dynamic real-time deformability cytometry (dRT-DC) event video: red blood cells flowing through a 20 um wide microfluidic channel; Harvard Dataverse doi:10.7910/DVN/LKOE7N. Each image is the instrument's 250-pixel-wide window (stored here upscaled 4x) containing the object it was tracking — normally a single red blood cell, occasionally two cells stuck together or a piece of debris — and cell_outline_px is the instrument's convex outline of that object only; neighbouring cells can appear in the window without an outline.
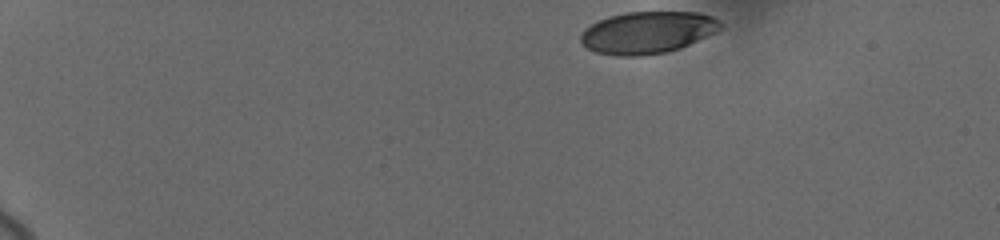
{"species": "human", "species_latin": "Homo sapiens", "temperature_condition": "cold", "stored_images_in_passage": 41, "camera_frame_rate_fps": 3000, "um_per_image_px": 0.085, "donor": {"sex": "female"}, "frame": {"image": 1, "passage_image": 1, "time_ms": 0.0, "image_size_px": [1000, 240], "cell_outline_px": [[724, 28], [716, 32], [680, 48], [668, 52], [640, 56], [616, 56], [596, 52], [588, 48], [580, 40], [580, 36], [584, 28], [608, 16], [624, 12], [700, 12], [712, 16]], "centroid_in_image_um": [55.03, 2.76], "position_along_channel_um": 30.0, "area_um2": 34.28}}
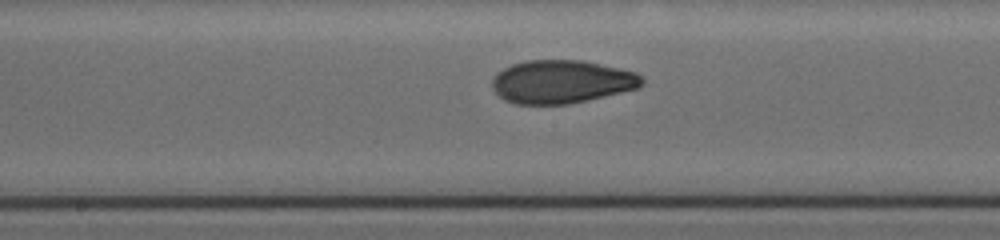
{"frame": {"image": 2, "passage_image": 23, "time_ms": 7.667, "image_size_px": [1000, 240], "cell_outline_px": [[644, 84], [640, 88], [568, 104], [516, 104], [504, 100], [492, 88], [492, 80], [504, 68], [512, 64], [524, 60], [584, 60], [620, 68], [636, 72], [644, 80]], "centroid_in_image_um": [47.77, 6.94], "position_along_channel_um": 200.4, "area_um2": 37.74}}
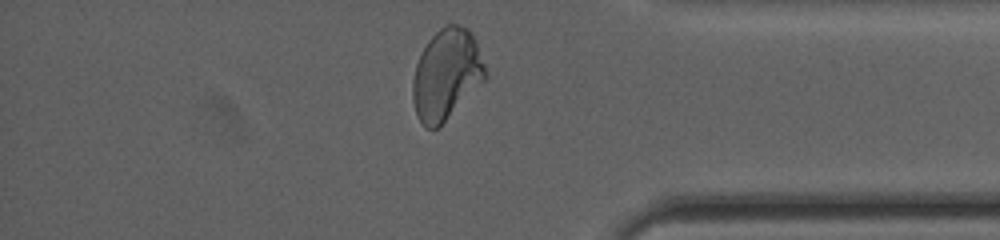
{"frame": {"image": 3, "passage_image": 40, "time_ms": 13.333, "image_size_px": [1000, 240], "cell_outline_px": [[488, 76], [440, 128], [424, 128], [416, 116], [412, 96], [412, 80], [416, 64], [428, 40], [440, 28], [448, 24], [456, 24], [468, 28], [472, 32], [476, 40]], "centroid_in_image_um": [37.94, 6.35], "position_along_channel_um": 397.3, "area_um2": 38.67}, "authors_computed_cell_mechanics": {"area_um2": 37.2232, "velocity_mm_per_s": 3.6671, "shape_relaxation_time_tau1_ms": 6.1167, "shape_relaxation_time_tau2_ms": 1.2732, "deformation_change_tau1": 0.1968, "deformation_change_tau2": 0.058}}